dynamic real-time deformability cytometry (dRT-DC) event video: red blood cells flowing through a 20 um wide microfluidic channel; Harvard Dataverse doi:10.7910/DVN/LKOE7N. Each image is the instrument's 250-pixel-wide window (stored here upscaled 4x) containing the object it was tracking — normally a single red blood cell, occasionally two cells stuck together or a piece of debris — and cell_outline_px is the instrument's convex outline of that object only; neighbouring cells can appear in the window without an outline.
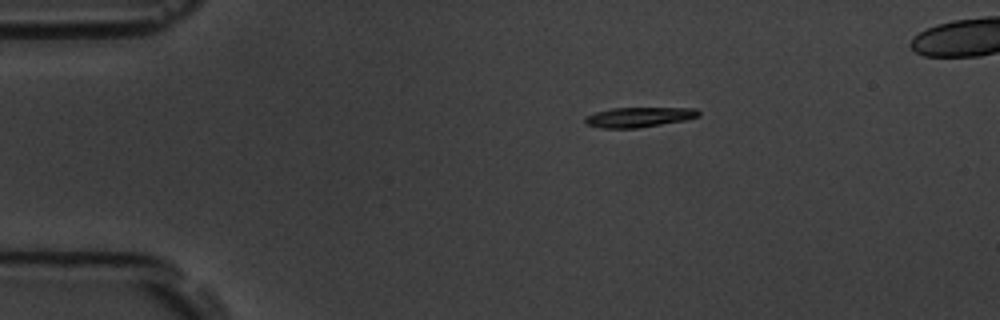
{"species": "common noctule bat (a hibernating species)", "species_latin": "Nyctalus noctula", "temperature_condition": "room temperature", "stored_images_in_passage": 4, "camera_frame_rate_fps": 3000, "um_per_image_px": 0.085, "animal": {"sex": "male", "body_mass_g": 19.5, "forearm_length_mm": 54.6}, "frame": {"image": 1, "passage_image": 1, "time_ms": 0.0, "image_size_px": [1000, 320], "cell_outline_px": [[700, 116], [684, 120], [636, 128], [600, 128], [584, 124], [584, 116], [596, 112], [612, 108], [696, 108], [700, 112]], "centroid_in_image_um": [54.26, 9.95], "position_along_channel_um": 30.7, "area_um2": 13.18}}
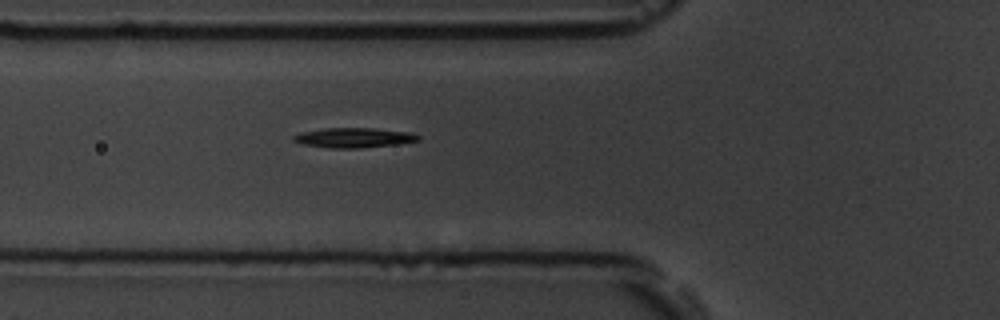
{"frame": {"image": 2, "passage_image": 4, "time_ms": 3.333, "image_size_px": [1000, 320], "cell_outline_px": [[420, 140], [396, 144], [360, 148], [328, 148], [304, 144], [292, 140], [292, 136], [300, 132], [324, 128], [372, 128], [412, 132], [420, 136]], "centroid_in_image_um": [30.07, 11.7], "position_along_channel_um": 95.7, "area_um2": 14.45}}